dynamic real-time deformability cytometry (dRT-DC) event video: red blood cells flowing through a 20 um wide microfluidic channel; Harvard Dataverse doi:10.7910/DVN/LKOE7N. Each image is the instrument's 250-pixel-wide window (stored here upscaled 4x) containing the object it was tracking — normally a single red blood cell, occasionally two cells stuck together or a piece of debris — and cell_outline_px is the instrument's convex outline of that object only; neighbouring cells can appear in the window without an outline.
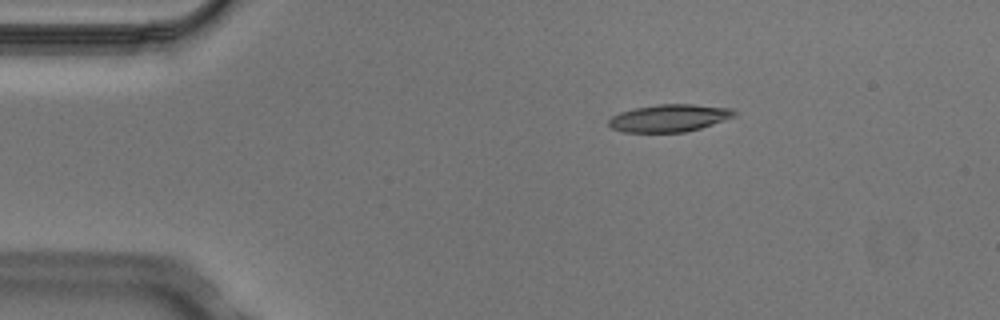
{"species": "Egyptian fruit bat (a non-hibernating species)", "species_latin": "Rousettus aegyptiacus", "temperature_condition": "cold", "stored_images_in_passage": 6, "camera_frame_rate_fps": 3000, "um_per_image_px": 0.085, "animal": {"sex": "male"}, "frame": {"image": 1, "passage_image": 2, "time_ms": 0.333, "image_size_px": [1000, 320], "cell_outline_px": [[736, 116], [700, 128], [684, 132], [624, 132], [612, 128], [608, 124], [608, 120], [612, 116], [620, 112], [632, 108], [660, 104], [692, 104], [732, 108], [736, 112]], "centroid_in_image_um": [56.88, 10.03], "position_along_channel_um": 28.1, "area_um2": 20.06}}
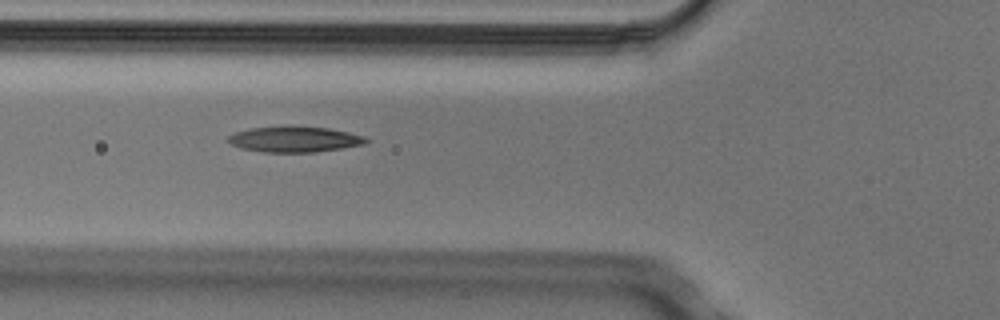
{"frame": {"image": 2, "passage_image": 5, "time_ms": 1.333, "image_size_px": [1000, 320], "cell_outline_px": [[372, 140], [364, 144], [316, 152], [264, 152], [240, 148], [232, 144], [228, 140], [228, 136], [236, 132], [248, 128], [288, 124], [292, 124], [328, 128], [348, 132], [364, 136]], "centroid_in_image_um": [25.03, 11.8], "position_along_channel_um": 100.8, "area_um2": 21.15}}
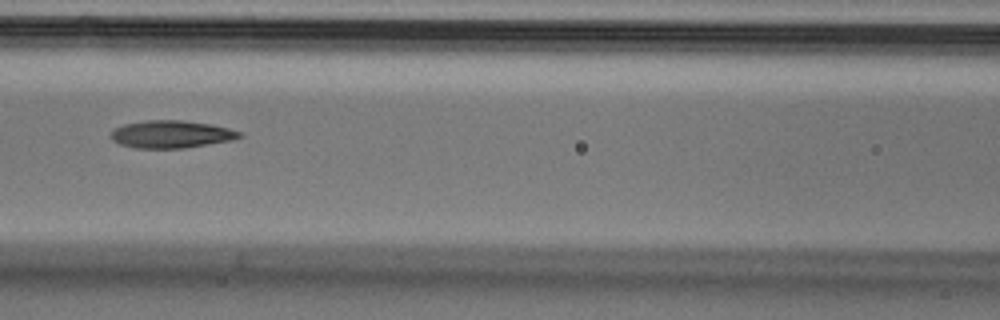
{"frame": {"image": 3, "passage_image": 6, "time_ms": 1.667, "image_size_px": [1000, 320], "cell_outline_px": [[244, 136], [232, 140], [184, 148], [136, 148], [120, 144], [112, 140], [112, 132], [116, 128], [124, 124], [144, 120], [184, 120], [212, 124], [228, 128], [240, 132]], "centroid_in_image_um": [14.58, 11.4], "position_along_channel_um": 152.0, "area_um2": 20.58}}